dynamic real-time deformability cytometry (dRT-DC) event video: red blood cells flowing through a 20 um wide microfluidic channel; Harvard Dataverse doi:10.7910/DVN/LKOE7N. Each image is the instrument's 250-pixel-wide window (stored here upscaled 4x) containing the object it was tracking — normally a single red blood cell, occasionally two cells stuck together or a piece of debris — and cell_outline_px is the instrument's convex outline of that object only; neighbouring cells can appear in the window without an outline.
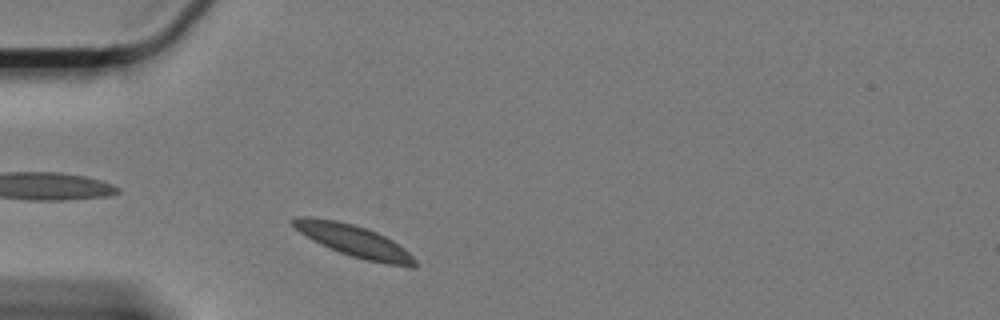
{"species": "Egyptian fruit bat (a non-hibernating species)", "species_latin": "Rousettus aegyptiacus", "temperature_condition": "cold", "stored_images_in_passage": 52, "camera_frame_rate_fps": 3000, "um_per_image_px": 0.085, "animal": {"sex": "female"}, "frame": {"image": 1, "passage_image": 4, "time_ms": 1.0, "image_size_px": [1000, 320], "cell_outline_px": [[416, 268], [412, 268], [388, 264], [368, 260], [352, 256], [340, 252], [300, 232], [288, 220], [296, 216], [308, 216], [336, 220], [368, 228], [392, 240], [404, 248], [416, 260]], "centroid_in_image_um": [30.11, 20.46], "position_along_channel_um": 54.9, "area_um2": 22.14}}
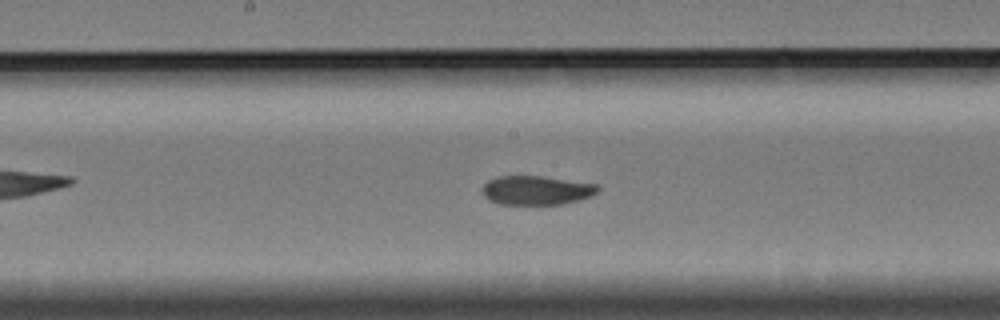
{"frame": {"image": 2, "passage_image": 20, "time_ms": 6.333, "image_size_px": [1000, 320], "cell_outline_px": [[600, 188], [592, 196], [580, 200], [560, 204], [500, 204], [484, 196], [480, 188], [488, 180], [496, 176], [544, 176], [596, 184]], "centroid_in_image_um": [45.59, 16.16], "position_along_channel_um": 202.6, "area_um2": 19.59}}
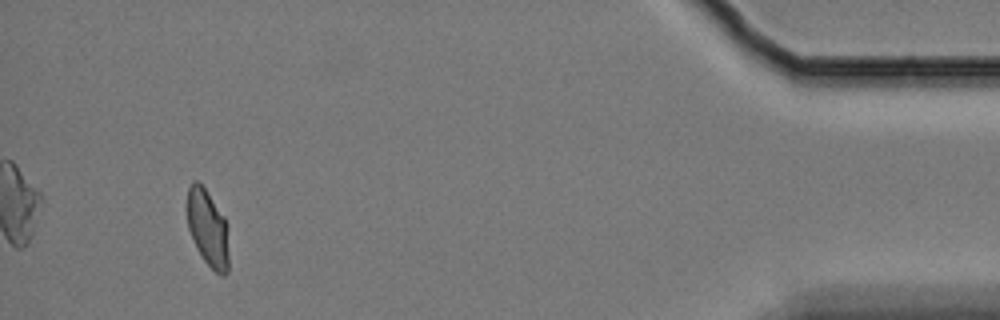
{"frame": {"image": 3, "passage_image": 48, "time_ms": 15.667, "image_size_px": [1000, 320], "cell_outline_px": [[228, 272], [224, 276], [220, 276], [204, 260], [196, 248], [188, 228], [184, 208], [188, 188], [192, 180], [196, 180], [204, 188], [224, 216], [228, 224]], "centroid_in_image_um": [17.63, 19.37], "position_along_channel_um": 417.6, "area_um2": 19.19}, "authors_computed_cell_mechanics": {"area_um2": 20.4612, "velocity_mm_per_s": 2.9792, "shape_relaxation_time_tau1_ms": null, "shape_relaxation_time_tau2_ms": 1.8694, "deformation_change_tau1": null, "deformation_change_tau2": 0.0569}}